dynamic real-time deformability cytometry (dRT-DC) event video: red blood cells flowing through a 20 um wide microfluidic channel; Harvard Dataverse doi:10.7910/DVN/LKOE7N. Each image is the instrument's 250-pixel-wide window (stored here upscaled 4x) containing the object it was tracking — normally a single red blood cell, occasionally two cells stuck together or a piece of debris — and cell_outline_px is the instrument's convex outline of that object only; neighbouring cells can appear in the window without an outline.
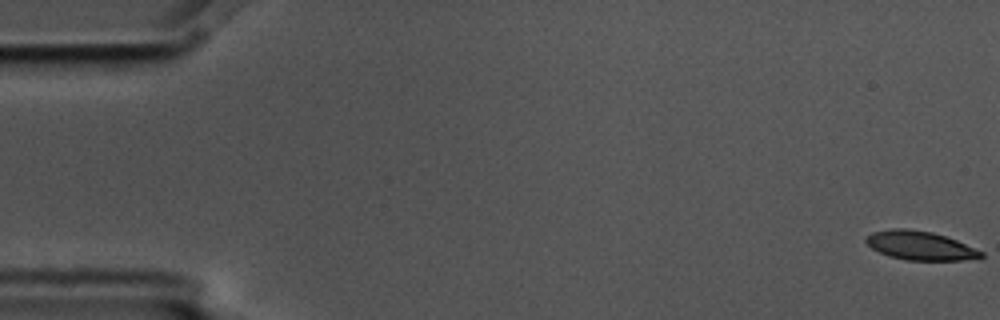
{"species": "common noctule bat (a hibernating species)", "species_latin": "Nyctalus noctula", "temperature_condition": "cold", "stored_images_in_passage": 5, "camera_frame_rate_fps": 3000, "um_per_image_px": 0.085, "animal": {"sex": "male", "body_mass_g": 17.5, "forearm_length_mm": 52.3}, "frame": {"image": 1, "passage_image": 1, "time_ms": 0.0, "image_size_px": [1000, 320], "cell_outline_px": [[984, 256], [960, 260], [908, 260], [888, 256], [872, 248], [864, 240], [872, 232], [892, 228], [908, 228], [932, 232], [956, 240], [984, 252]], "centroid_in_image_um": [78.18, 20.86], "position_along_channel_um": 6.8, "area_um2": 19.13}}
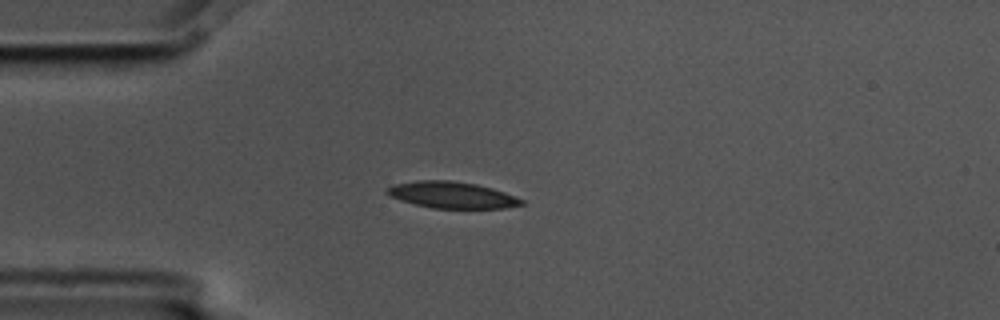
{"frame": {"image": 2, "passage_image": 5, "time_ms": 1.333, "image_size_px": [1000, 320], "cell_outline_px": [[524, 204], [504, 208], [432, 208], [400, 200], [384, 192], [384, 188], [392, 184], [416, 180], [452, 180], [476, 184], [492, 188], [516, 196], [524, 200]], "centroid_in_image_um": [38.38, 16.56], "position_along_channel_um": 46.6, "area_um2": 20.87}}